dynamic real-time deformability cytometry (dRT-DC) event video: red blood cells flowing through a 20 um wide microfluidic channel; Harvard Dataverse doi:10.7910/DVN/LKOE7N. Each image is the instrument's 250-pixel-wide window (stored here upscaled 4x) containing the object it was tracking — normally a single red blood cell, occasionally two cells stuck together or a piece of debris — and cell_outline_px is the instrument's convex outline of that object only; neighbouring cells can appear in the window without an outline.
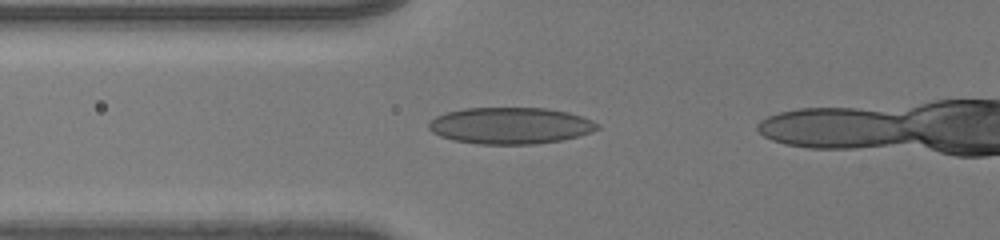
{"species": "human", "species_latin": "Homo sapiens", "temperature_condition": "room temperature", "stored_images_in_passage": 29, "camera_frame_rate_fps": 3000, "um_per_image_px": 0.085, "donor": {"sex": "male"}, "frame": {"image": 1, "passage_image": 2, "time_ms": 0.333, "image_size_px": [1000, 240], "cell_outline_px": [[600, 128], [564, 140], [536, 144], [480, 144], [456, 140], [440, 136], [432, 132], [428, 128], [428, 124], [436, 116], [448, 112], [464, 108], [548, 108], [568, 112], [592, 120], [600, 124]], "centroid_in_image_um": [43.39, 10.68], "position_along_channel_um": 82.4, "area_um2": 35.78}}
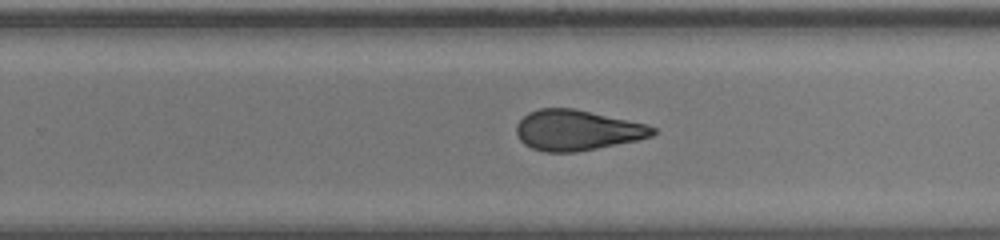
{"frame": {"image": 2, "passage_image": 17, "time_ms": 5.333, "image_size_px": [1000, 240], "cell_outline_px": [[656, 132], [652, 136], [636, 140], [576, 152], [544, 152], [532, 148], [524, 144], [520, 140], [516, 132], [516, 124], [528, 112], [540, 108], [572, 108], [644, 124], [656, 128]], "centroid_in_image_um": [48.99, 11.07], "position_along_channel_um": 280.8, "area_um2": 31.73}}
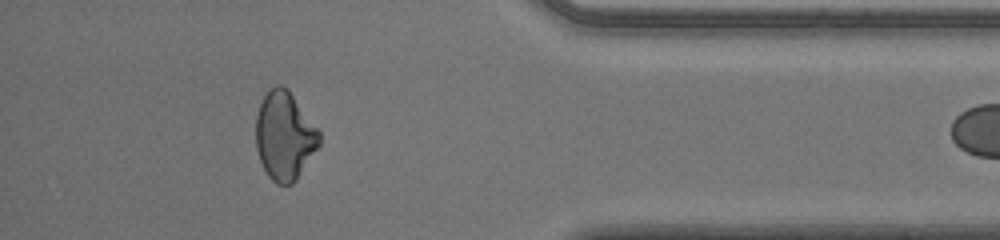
{"frame": {"image": 3, "passage_image": 28, "time_ms": 9.0, "image_size_px": [1000, 240], "cell_outline_px": [[320, 144], [296, 180], [292, 184], [276, 184], [268, 176], [260, 160], [256, 148], [256, 116], [260, 104], [264, 96], [276, 84], [280, 84], [288, 88], [320, 132]], "centroid_in_image_um": [24.18, 11.54], "position_along_channel_um": 411.0, "area_um2": 32.48}}